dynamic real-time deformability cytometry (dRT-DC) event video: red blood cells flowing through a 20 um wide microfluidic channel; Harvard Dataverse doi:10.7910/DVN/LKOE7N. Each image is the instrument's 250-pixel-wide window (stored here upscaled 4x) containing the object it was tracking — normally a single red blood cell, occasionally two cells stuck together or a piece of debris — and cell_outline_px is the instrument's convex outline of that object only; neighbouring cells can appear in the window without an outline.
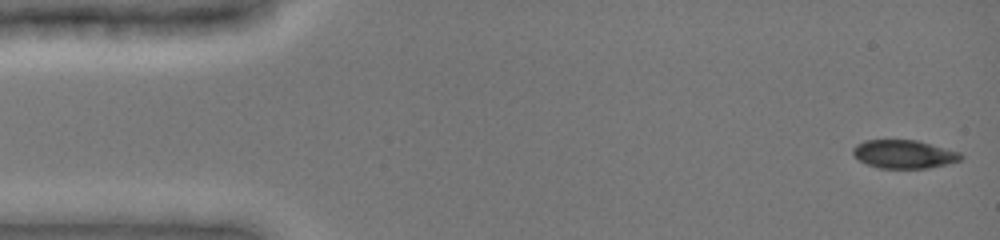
{"species": "common noctule bat (a hibernating species)", "species_latin": "Nyctalus noctula", "temperature_condition": "cold", "stored_images_in_passage": 48, "camera_frame_rate_fps": 3000, "um_per_image_px": 0.085, "animal": {"sex": "female", "body_mass_g": 19.0, "forearm_length_mm": 51.5}, "frame": {"image": 1, "passage_image": 1, "time_ms": 0.0, "image_size_px": [1000, 240], "cell_outline_px": [[964, 156], [960, 160], [928, 168], [880, 168], [868, 164], [860, 160], [852, 152], [852, 148], [856, 144], [864, 140], [916, 140], [960, 152]], "centroid_in_image_um": [76.82, 13.09], "position_along_channel_um": 8.2, "area_um2": 17.63}}
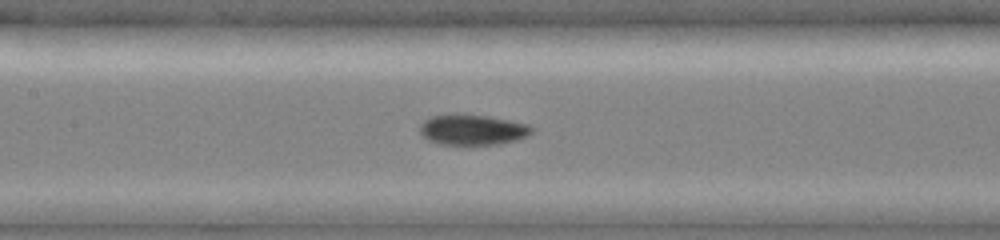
{"frame": {"image": 2, "passage_image": 22, "time_ms": 7.0, "image_size_px": [1000, 240], "cell_outline_px": [[536, 128], [528, 136], [516, 140], [496, 144], [440, 144], [428, 140], [420, 132], [420, 124], [424, 120], [432, 116], [452, 112], [460, 112], [488, 116], [528, 124]], "centroid_in_image_um": [40.16, 10.99], "position_along_channel_um": 167.2, "area_um2": 20.23}}
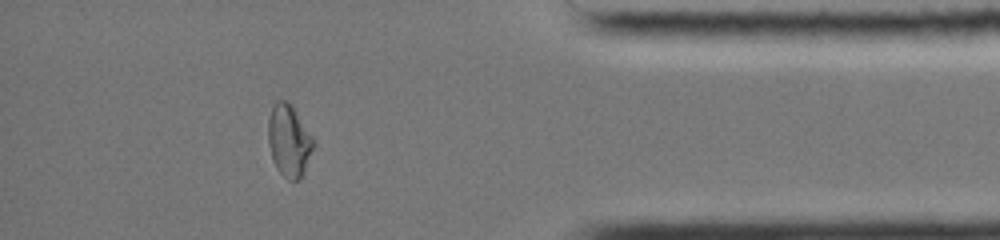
{"frame": {"image": 3, "passage_image": 42, "time_ms": 13.667, "image_size_px": [1000, 240], "cell_outline_px": [[316, 144], [304, 172], [300, 180], [288, 180], [276, 168], [272, 160], [268, 144], [268, 120], [272, 108], [276, 100], [288, 100], [292, 104], [316, 140]], "centroid_in_image_um": [24.59, 11.94], "position_along_channel_um": 410.6, "area_um2": 19.54}, "authors_computed_cell_mechanics": {"area_um2": 19.3341, "velocity_mm_per_s": 3.9606, "shape_relaxation_time_tau1_ms": 6.5771, "shape_relaxation_time_tau2_ms": 2.6127, "deformation_change_tau1": 0.1924, "deformation_change_tau2": 0.0453}}